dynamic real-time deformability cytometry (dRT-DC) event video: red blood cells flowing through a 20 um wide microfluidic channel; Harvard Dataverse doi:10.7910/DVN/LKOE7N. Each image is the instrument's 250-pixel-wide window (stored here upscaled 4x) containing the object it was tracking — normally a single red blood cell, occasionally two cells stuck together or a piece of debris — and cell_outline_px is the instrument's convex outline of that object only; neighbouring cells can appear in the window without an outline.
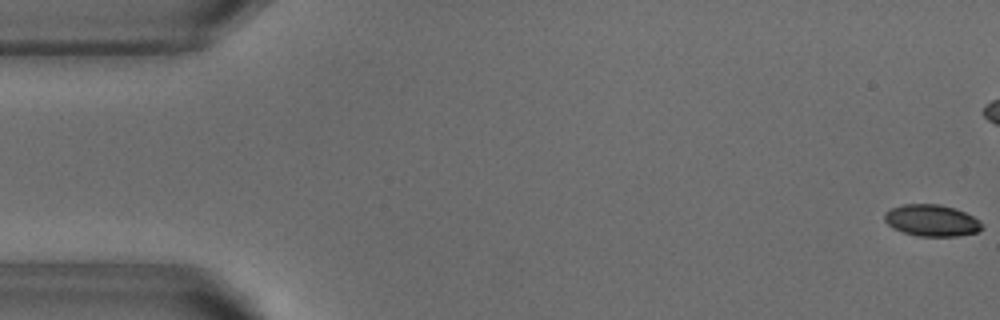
{"species": "common noctule bat (a hibernating species)", "species_latin": "Nyctalus noctula", "temperature_condition": "warm", "stored_images_in_passage": 43, "camera_frame_rate_fps": 3000, "um_per_image_px": 0.085, "animal": {"sex": "male", "body_mass_g": 18.8}, "frame": {"image": 1, "passage_image": 1, "time_ms": 0.0, "image_size_px": [1000, 320], "cell_outline_px": [[984, 228], [980, 232], [956, 236], [920, 236], [904, 232], [892, 228], [884, 220], [884, 212], [892, 208], [904, 204], [940, 204], [956, 208], [980, 220], [984, 224]], "centroid_in_image_um": [79.23, 18.74], "position_along_channel_um": 5.8, "area_um2": 18.15}}